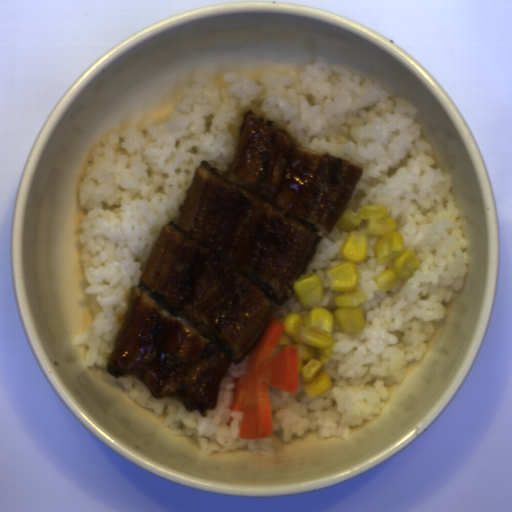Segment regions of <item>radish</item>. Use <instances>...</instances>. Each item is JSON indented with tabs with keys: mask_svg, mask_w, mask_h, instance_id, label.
Masks as SVG:
<instances>
[{
	"mask_svg": "<svg viewBox=\"0 0 512 512\" xmlns=\"http://www.w3.org/2000/svg\"><path fill=\"white\" fill-rule=\"evenodd\" d=\"M286 329L281 321L270 319L263 334L247 352L243 375L233 380V397L228 410L242 412L239 437L246 440L272 434L269 386L292 395L298 392L297 347L285 345L272 355Z\"/></svg>",
	"mask_w": 512,
	"mask_h": 512,
	"instance_id": "radish-1",
	"label": "radish"
}]
</instances>
